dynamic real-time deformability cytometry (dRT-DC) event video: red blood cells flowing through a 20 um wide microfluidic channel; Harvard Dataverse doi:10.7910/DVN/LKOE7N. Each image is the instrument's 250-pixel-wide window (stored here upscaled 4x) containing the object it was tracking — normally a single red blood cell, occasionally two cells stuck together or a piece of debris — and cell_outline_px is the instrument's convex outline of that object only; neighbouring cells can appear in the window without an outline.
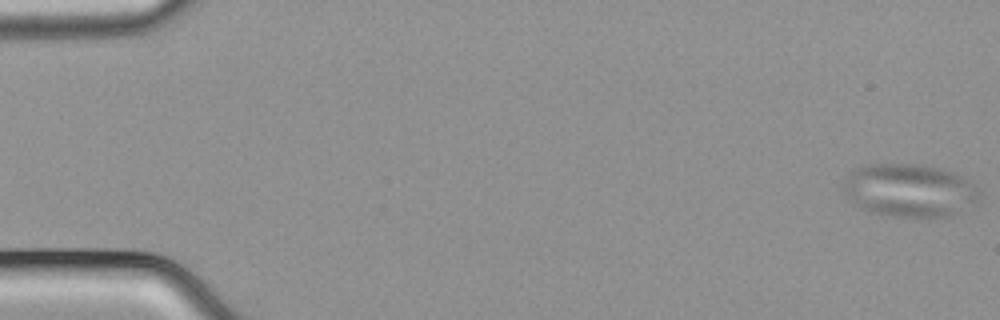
{"species": "common noctule bat (a hibernating species)", "species_latin": "Nyctalus noctula", "temperature_condition": "cold", "stored_images_in_passage": 12, "camera_frame_rate_fps": 3000, "um_per_image_px": 0.085, "animal": {"sex": "male", "body_mass_g": 21.5, "forearm_length_mm": 52.0}, "frame": {"image": 1, "passage_image": 1, "time_ms": 0.0, "image_size_px": [1000, 320], "cell_outline_px": [[980, 192], [976, 200], [948, 220], [924, 220], [892, 216], [868, 212], [860, 208], [844, 192], [844, 180], [856, 168], [872, 164], [924, 164], [944, 168], [956, 172], [972, 184]], "centroid_in_image_um": [77.35, 16.23], "position_along_channel_um": 7.6, "area_um2": 43.0}}